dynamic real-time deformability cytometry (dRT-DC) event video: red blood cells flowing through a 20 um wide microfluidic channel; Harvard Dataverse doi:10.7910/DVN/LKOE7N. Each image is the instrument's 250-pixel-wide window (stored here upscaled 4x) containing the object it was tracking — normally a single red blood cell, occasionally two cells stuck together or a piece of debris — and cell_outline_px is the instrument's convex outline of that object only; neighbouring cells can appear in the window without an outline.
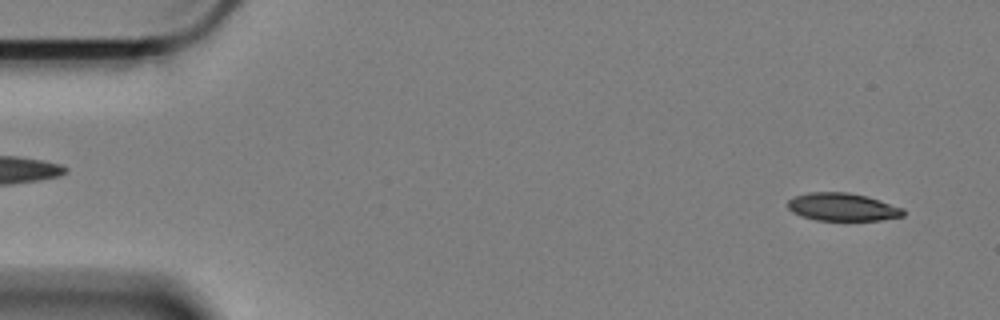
{"species": "Egyptian fruit bat (a non-hibernating species)", "species_latin": "Rousettus aegyptiacus", "temperature_condition": "cold", "stored_images_in_passage": 58, "camera_frame_rate_fps": 3000, "um_per_image_px": 0.085, "animal": {"sex": "female"}, "frame": {"image": 1, "passage_image": 3, "time_ms": 0.667, "image_size_px": [1000, 320], "cell_outline_px": [[904, 216], [880, 220], [816, 220], [800, 216], [792, 212], [788, 208], [788, 200], [792, 196], [808, 192], [848, 192], [868, 196], [904, 208]], "centroid_in_image_um": [71.59, 17.58], "position_along_channel_um": 13.4, "area_um2": 18.96}}
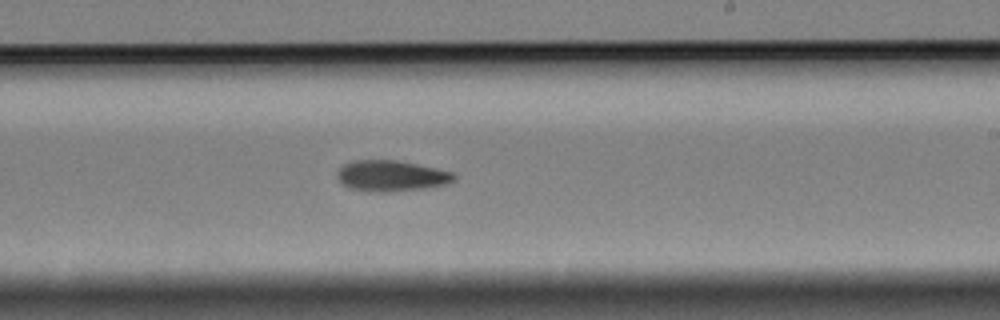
{"frame": {"image": 2, "passage_image": 34, "time_ms": 11.0, "image_size_px": [1000, 320], "cell_outline_px": [[456, 180], [448, 184], [424, 188], [388, 192], [368, 192], [348, 188], [340, 184], [336, 176], [336, 172], [344, 164], [352, 160], [396, 160], [436, 168], [452, 172], [456, 176]], "centroid_in_image_um": [33.21, 14.96], "position_along_channel_um": 255.8, "area_um2": 21.33}}
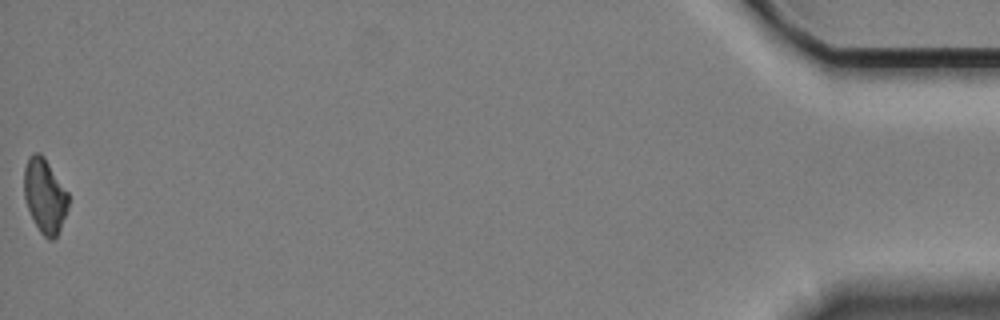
{"frame": {"image": 3, "passage_image": 58, "time_ms": 19.0, "image_size_px": [1000, 320], "cell_outline_px": [[68, 208], [60, 228], [56, 236], [52, 240], [48, 240], [40, 232], [28, 208], [24, 196], [24, 168], [28, 156], [32, 152], [40, 152], [44, 156], [68, 192]], "centroid_in_image_um": [3.8, 16.6], "position_along_channel_um": 431.4, "area_um2": 19.13}, "authors_computed_cell_mechanics": {"area_um2": 20.4034, "velocity_mm_per_s": 3.388, "shape_relaxation_time_tau1_ms": 3.9071, "shape_relaxation_time_tau2_ms": null, "deformation_change_tau1": 0.1289, "deformation_change_tau2": null}}